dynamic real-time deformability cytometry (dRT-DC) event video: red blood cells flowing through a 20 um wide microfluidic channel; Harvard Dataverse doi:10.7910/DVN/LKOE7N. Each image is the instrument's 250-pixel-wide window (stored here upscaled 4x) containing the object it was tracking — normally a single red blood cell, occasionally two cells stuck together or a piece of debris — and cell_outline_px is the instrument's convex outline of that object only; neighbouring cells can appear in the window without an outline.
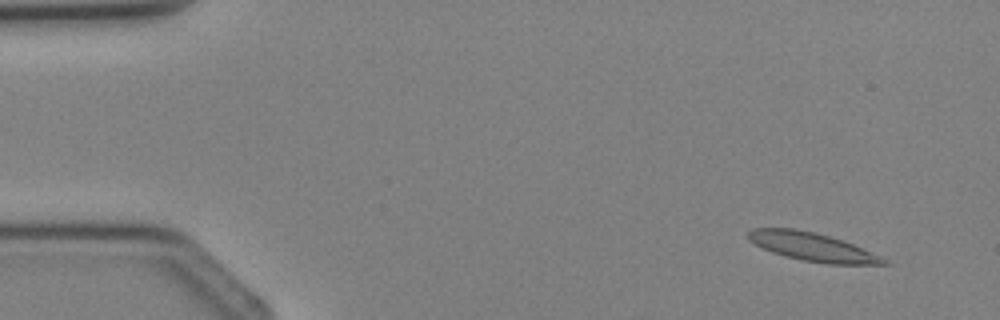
{"species": "Egyptian fruit bat (a non-hibernating species)", "species_latin": "Rousettus aegyptiacus", "temperature_condition": "cold", "stored_images_in_passage": 3, "camera_frame_rate_fps": 3000, "um_per_image_px": 0.085, "animal": {"sex": "female"}, "frame": {"image": 1, "passage_image": 3, "time_ms": 2.333, "image_size_px": [1000, 320], "cell_outline_px": [[892, 264], [828, 264], [804, 260], [772, 252], [748, 240], [748, 232], [752, 228], [792, 228], [816, 232], [852, 244], [880, 256], [888, 260]], "centroid_in_image_um": [69.04, 20.98], "position_along_channel_um": 16.0, "area_um2": 21.96}}